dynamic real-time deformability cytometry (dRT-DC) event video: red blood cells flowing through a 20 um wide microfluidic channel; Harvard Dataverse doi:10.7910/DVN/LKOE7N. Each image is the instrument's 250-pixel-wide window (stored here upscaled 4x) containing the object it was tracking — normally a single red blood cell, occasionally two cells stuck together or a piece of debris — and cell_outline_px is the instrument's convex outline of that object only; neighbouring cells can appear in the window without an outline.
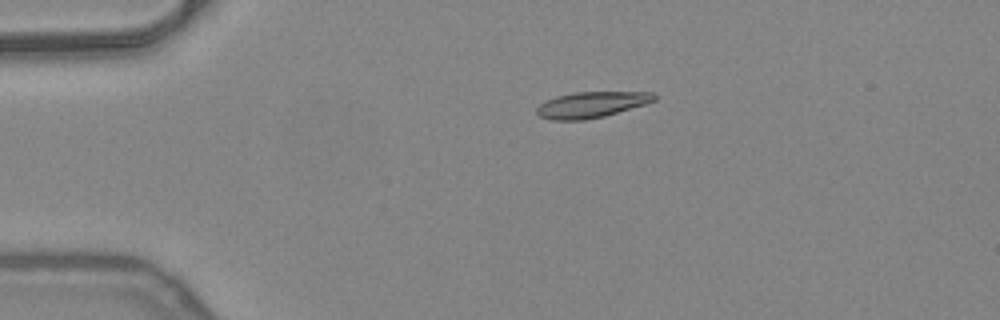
{"species": "common noctule bat (a hibernating species)", "species_latin": "Nyctalus noctula", "temperature_condition": "warm", "stored_images_in_passage": 46, "camera_frame_rate_fps": 3000, "um_per_image_px": 0.085, "animal": {"sex": "female", "body_mass_g": 24.6, "forearm_length_mm": 56.2}, "frame": {"image": 1, "passage_image": 6, "time_ms": 1.667, "image_size_px": [1000, 320], "cell_outline_px": [[656, 100], [644, 104], [604, 116], [584, 120], [552, 120], [540, 116], [536, 112], [536, 108], [540, 104], [556, 96], [576, 92], [652, 92], [656, 96]], "centroid_in_image_um": [50.26, 8.9], "position_along_channel_um": 34.7, "area_um2": 17.51}}
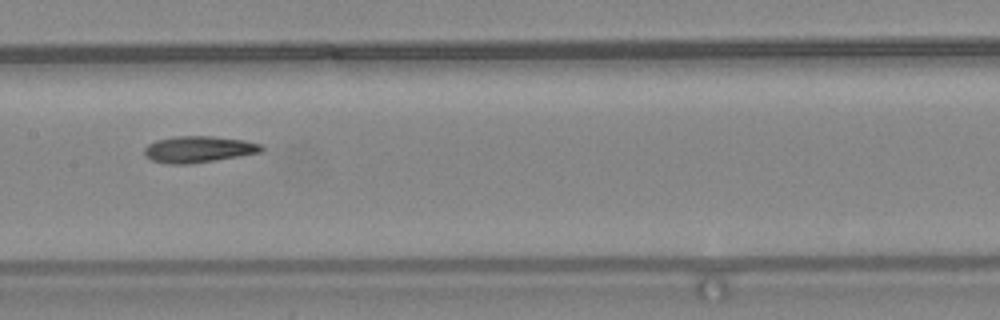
{"frame": {"image": 2, "passage_image": 21, "time_ms": 6.667, "image_size_px": [1000, 320], "cell_outline_px": [[264, 148], [260, 152], [188, 164], [168, 164], [152, 160], [144, 156], [144, 148], [148, 144], [156, 140], [176, 136], [212, 136], [244, 140], [260, 144]], "centroid_in_image_um": [16.81, 12.68], "position_along_channel_um": 190.6, "area_um2": 17.8}}
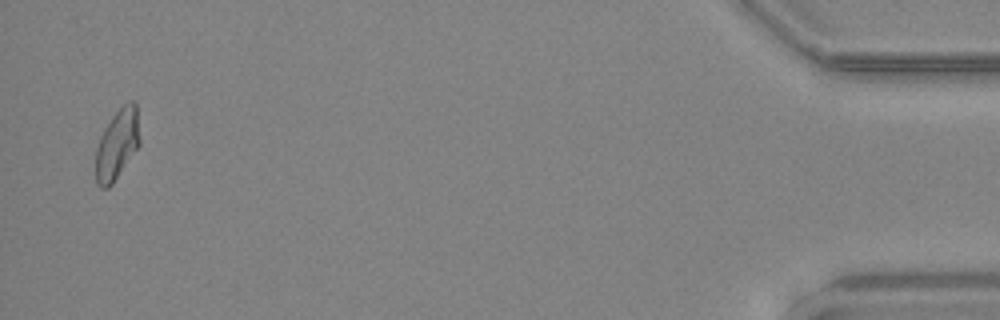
{"frame": {"image": 3, "passage_image": 45, "time_ms": 14.667, "image_size_px": [1000, 320], "cell_outline_px": [[140, 144], [112, 184], [108, 188], [100, 188], [96, 184], [96, 148], [100, 136], [104, 128], [112, 116], [128, 100], [132, 100], [136, 104], [140, 140]], "centroid_in_image_um": [9.95, 12.27], "position_along_channel_um": 425.3, "area_um2": 17.98}, "authors_computed_cell_mechanics": {"area_um2": 17.8024, "velocity_mm_per_s": 4.0314, "shape_relaxation_time_tau1_ms": null, "shape_relaxation_time_tau2_ms": 8.3559, "deformation_change_tau1": null, "deformation_change_tau2": 0.1777}}